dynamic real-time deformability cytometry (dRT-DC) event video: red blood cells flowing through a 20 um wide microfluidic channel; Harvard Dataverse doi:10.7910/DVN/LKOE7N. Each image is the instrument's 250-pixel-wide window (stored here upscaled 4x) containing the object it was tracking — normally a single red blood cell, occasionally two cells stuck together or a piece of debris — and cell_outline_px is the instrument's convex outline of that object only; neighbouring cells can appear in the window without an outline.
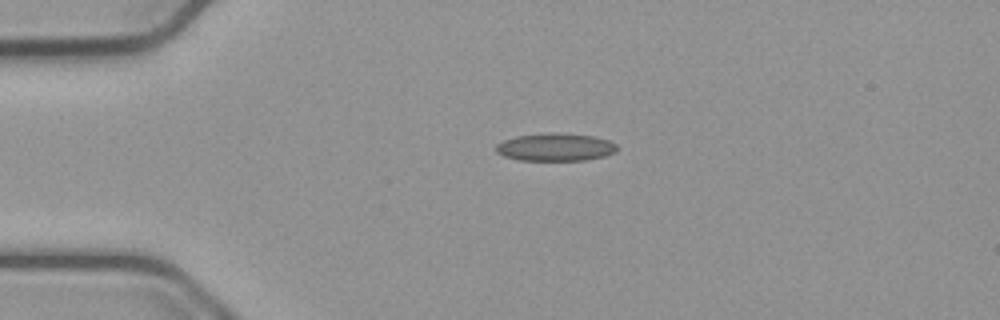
{"species": "common noctule bat (a hibernating species)", "species_latin": "Nyctalus noctula", "temperature_condition": "cold", "stored_images_in_passage": 43, "camera_frame_rate_fps": 3000, "um_per_image_px": 0.085, "animal": {"sex": "male", "body_mass_g": 23.1, "forearm_length_mm": 52.7}, "frame": {"image": 1, "passage_image": 1, "time_ms": 0.0, "image_size_px": [1000, 320], "cell_outline_px": [[616, 152], [604, 156], [588, 160], [520, 160], [504, 156], [496, 152], [496, 144], [504, 140], [516, 136], [552, 132], [592, 136], [608, 140], [616, 144]], "centroid_in_image_um": [47.2, 12.51], "position_along_channel_um": 37.8, "area_um2": 19.48}}
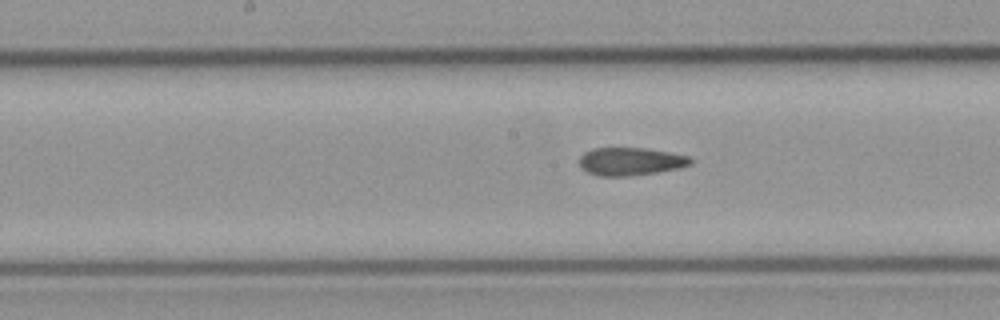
{"frame": {"image": 2, "passage_image": 16, "time_ms": 5.0, "image_size_px": [1000, 320], "cell_outline_px": [[692, 164], [680, 168], [656, 172], [628, 176], [596, 176], [580, 168], [580, 156], [584, 152], [592, 148], [644, 148], [668, 152], [688, 156], [692, 160]], "centroid_in_image_um": [53.56, 13.72], "position_along_channel_um": 194.6, "area_um2": 18.09}}
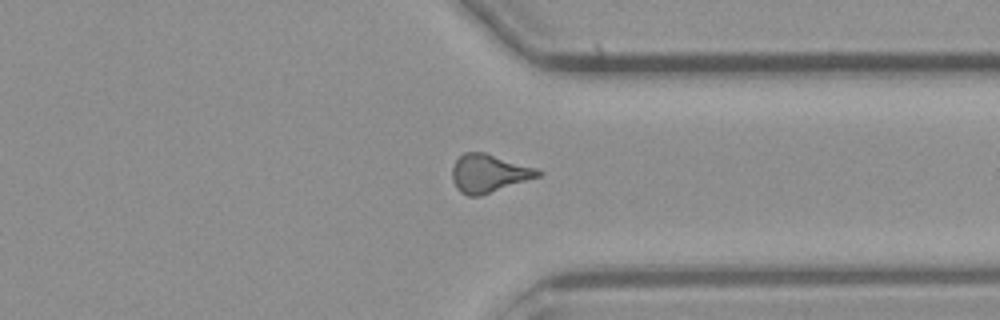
{"frame": {"image": 3, "passage_image": 30, "time_ms": 9.667, "image_size_px": [1000, 320], "cell_outline_px": [[544, 172], [540, 176], [480, 196], [468, 196], [460, 192], [456, 188], [452, 180], [452, 168], [456, 160], [464, 152], [484, 152], [536, 168]], "centroid_in_image_um": [41.53, 14.74], "position_along_channel_um": 369.9, "area_um2": 19.02}, "authors_computed_cell_mechanics": {"area_um2": 18.3804, "velocity_mm_per_s": 3.7965, "shape_relaxation_time_tau1_ms": null, "shape_relaxation_time_tau2_ms": 1.9349, "deformation_change_tau1": null, "deformation_change_tau2": 0.1022}}